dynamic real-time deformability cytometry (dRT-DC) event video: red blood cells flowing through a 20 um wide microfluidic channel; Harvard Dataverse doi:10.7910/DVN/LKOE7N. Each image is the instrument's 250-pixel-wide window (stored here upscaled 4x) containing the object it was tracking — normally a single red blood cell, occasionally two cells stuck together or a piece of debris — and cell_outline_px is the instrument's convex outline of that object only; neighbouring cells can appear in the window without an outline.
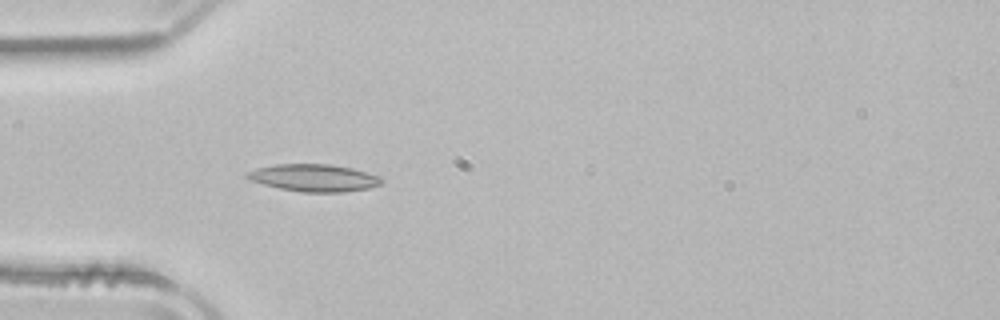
{"species": "common noctule bat (a hibernating species)", "species_latin": "Nyctalus noctula", "temperature_condition": "room temperature", "stored_images_in_passage": 5, "camera_frame_rate_fps": 3000, "um_per_image_px": 0.085, "animal": {"sex": "male", "body_mass_g": 21.5, "forearm_length_mm": 52.0}, "frame": {"image": 1, "passage_image": 5, "time_ms": 1.333, "image_size_px": [1000, 320], "cell_outline_px": [[384, 180], [380, 184], [368, 188], [344, 192], [304, 192], [280, 188], [264, 184], [252, 180], [244, 176], [248, 172], [256, 168], [276, 164], [332, 164], [352, 168], [380, 176]], "centroid_in_image_um": [26.71, 15.11], "position_along_channel_um": 58.3, "area_um2": 21.21}}